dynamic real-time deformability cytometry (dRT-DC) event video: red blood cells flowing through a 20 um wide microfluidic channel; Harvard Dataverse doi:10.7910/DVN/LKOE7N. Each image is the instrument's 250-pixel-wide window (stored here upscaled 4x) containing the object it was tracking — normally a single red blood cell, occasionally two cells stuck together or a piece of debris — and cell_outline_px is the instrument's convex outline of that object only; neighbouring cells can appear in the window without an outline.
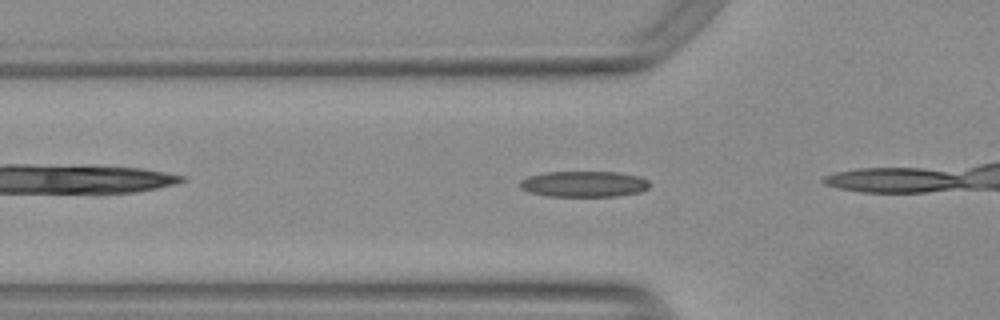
{"species": "Egyptian fruit bat (a non-hibernating species)", "species_latin": "Rousettus aegyptiacus", "temperature_condition": "warm", "stored_images_in_passage": 15, "camera_frame_rate_fps": 3000, "um_per_image_px": 0.085, "animal": {"sex": "female"}, "frame": {"image": 1, "passage_image": 3, "time_ms": 0.667, "image_size_px": [1000, 320], "cell_outline_px": [[648, 188], [640, 192], [616, 196], [548, 196], [528, 192], [520, 188], [520, 180], [528, 176], [544, 172], [616, 172], [640, 176], [648, 180]], "centroid_in_image_um": [49.61, 15.64], "position_along_channel_um": 76.2, "area_um2": 19.59}}
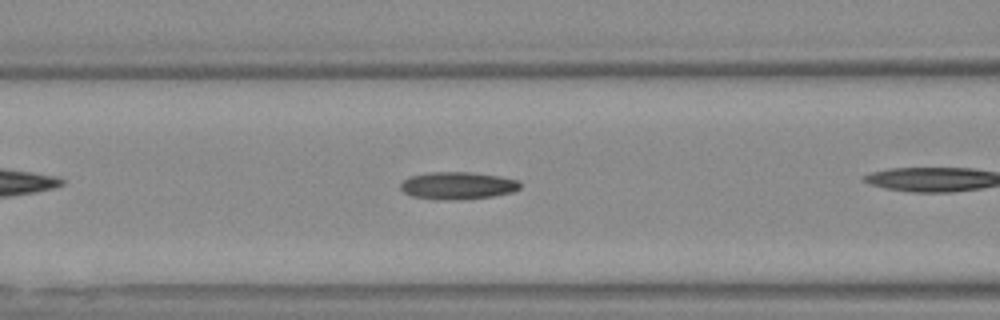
{"frame": {"image": 2, "passage_image": 7, "time_ms": 2.0, "image_size_px": [1000, 320], "cell_outline_px": [[520, 188], [512, 192], [492, 196], [464, 200], [436, 200], [412, 196], [404, 192], [400, 188], [400, 184], [408, 176], [428, 172], [468, 172], [500, 176], [520, 180]], "centroid_in_image_um": [38.89, 15.78], "position_along_channel_um": 127.7, "area_um2": 19.36}}
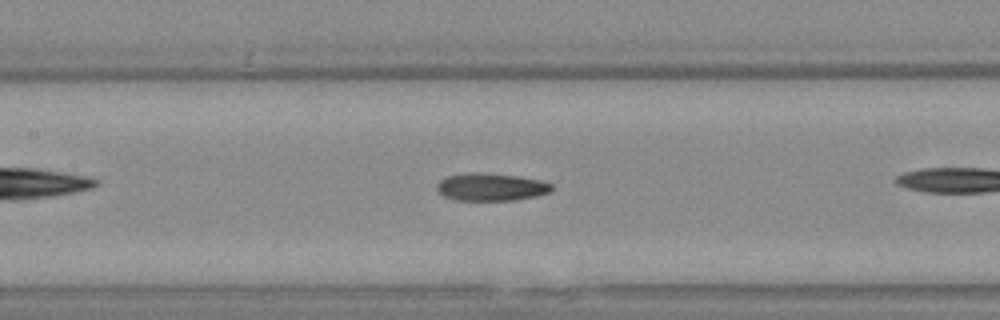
{"frame": {"image": 3, "passage_image": 10, "time_ms": 3.0, "image_size_px": [1000, 320], "cell_outline_px": [[552, 192], [536, 196], [516, 200], [456, 200], [444, 196], [436, 188], [436, 184], [440, 180], [448, 176], [480, 172], [516, 176], [540, 180], [552, 184]], "centroid_in_image_um": [41.76, 15.9], "position_along_channel_um": 165.6, "area_um2": 18.32}}